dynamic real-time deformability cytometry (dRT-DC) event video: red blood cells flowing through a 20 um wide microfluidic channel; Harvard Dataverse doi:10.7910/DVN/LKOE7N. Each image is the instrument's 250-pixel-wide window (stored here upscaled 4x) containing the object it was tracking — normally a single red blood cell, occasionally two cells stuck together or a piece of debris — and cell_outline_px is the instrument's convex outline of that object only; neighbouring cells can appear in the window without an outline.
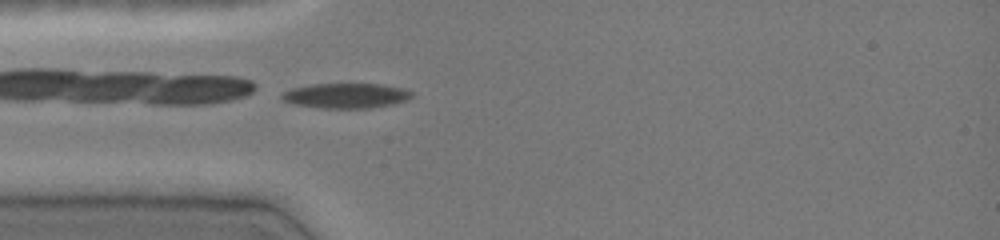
{"species": "common noctule bat (a hibernating species)", "species_latin": "Nyctalus noctula", "temperature_condition": "cold", "stored_images_in_passage": 12, "camera_frame_rate_fps": 3000, "um_per_image_px": 0.085, "animal": {"sex": "female", "body_mass_g": 19.0, "forearm_length_mm": 51.5}, "frame": {"image": 1, "passage_image": 12, "time_ms": 3.667, "image_size_px": [1000, 240], "cell_outline_px": [[412, 96], [404, 100], [392, 104], [368, 108], [324, 108], [292, 104], [284, 100], [280, 96], [280, 92], [292, 88], [312, 84], [380, 84], [404, 88], [412, 92]], "centroid_in_image_um": [29.36, 8.12], "position_along_channel_um": 55.6, "area_um2": 18.84}}